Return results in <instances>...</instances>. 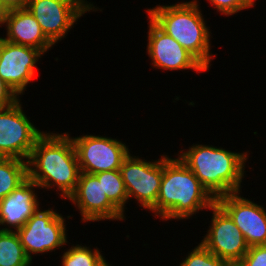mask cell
Masks as SVG:
<instances>
[{
  "instance_id": "1",
  "label": "cell",
  "mask_w": 266,
  "mask_h": 266,
  "mask_svg": "<svg viewBox=\"0 0 266 266\" xmlns=\"http://www.w3.org/2000/svg\"><path fill=\"white\" fill-rule=\"evenodd\" d=\"M28 177L40 189H55L64 200L75 191L80 168L68 132H44L36 141L27 161Z\"/></svg>"
},
{
  "instance_id": "2",
  "label": "cell",
  "mask_w": 266,
  "mask_h": 266,
  "mask_svg": "<svg viewBox=\"0 0 266 266\" xmlns=\"http://www.w3.org/2000/svg\"><path fill=\"white\" fill-rule=\"evenodd\" d=\"M216 199L178 158L163 155V177L156 205L150 210L162 221L187 220L208 210Z\"/></svg>"
},
{
  "instance_id": "3",
  "label": "cell",
  "mask_w": 266,
  "mask_h": 266,
  "mask_svg": "<svg viewBox=\"0 0 266 266\" xmlns=\"http://www.w3.org/2000/svg\"><path fill=\"white\" fill-rule=\"evenodd\" d=\"M186 150V151H185ZM249 151L232 152L223 147L192 144L177 156L198 178L208 192L217 199L234 192L242 193V180Z\"/></svg>"
},
{
  "instance_id": "4",
  "label": "cell",
  "mask_w": 266,
  "mask_h": 266,
  "mask_svg": "<svg viewBox=\"0 0 266 266\" xmlns=\"http://www.w3.org/2000/svg\"><path fill=\"white\" fill-rule=\"evenodd\" d=\"M199 4V0L181 1L171 5L159 4L145 11L163 31L209 70L215 56L211 51L212 33Z\"/></svg>"
},
{
  "instance_id": "5",
  "label": "cell",
  "mask_w": 266,
  "mask_h": 266,
  "mask_svg": "<svg viewBox=\"0 0 266 266\" xmlns=\"http://www.w3.org/2000/svg\"><path fill=\"white\" fill-rule=\"evenodd\" d=\"M26 8L53 45L66 38L85 13L102 11L87 0H28Z\"/></svg>"
},
{
  "instance_id": "6",
  "label": "cell",
  "mask_w": 266,
  "mask_h": 266,
  "mask_svg": "<svg viewBox=\"0 0 266 266\" xmlns=\"http://www.w3.org/2000/svg\"><path fill=\"white\" fill-rule=\"evenodd\" d=\"M65 217L52 208L39 209L27 220L18 231L26 256L33 260L32 255L55 252L69 241Z\"/></svg>"
},
{
  "instance_id": "7",
  "label": "cell",
  "mask_w": 266,
  "mask_h": 266,
  "mask_svg": "<svg viewBox=\"0 0 266 266\" xmlns=\"http://www.w3.org/2000/svg\"><path fill=\"white\" fill-rule=\"evenodd\" d=\"M20 101L0 108V157L28 161L37 139L44 131L31 122Z\"/></svg>"
},
{
  "instance_id": "8",
  "label": "cell",
  "mask_w": 266,
  "mask_h": 266,
  "mask_svg": "<svg viewBox=\"0 0 266 266\" xmlns=\"http://www.w3.org/2000/svg\"><path fill=\"white\" fill-rule=\"evenodd\" d=\"M119 170L128 200L134 198L140 207L150 211L156 205L160 191L163 177V154L158 160L147 161L130 153Z\"/></svg>"
},
{
  "instance_id": "9",
  "label": "cell",
  "mask_w": 266,
  "mask_h": 266,
  "mask_svg": "<svg viewBox=\"0 0 266 266\" xmlns=\"http://www.w3.org/2000/svg\"><path fill=\"white\" fill-rule=\"evenodd\" d=\"M71 139L80 172L96 174L120 169L124 159L130 154L128 145L119 139L93 134H82Z\"/></svg>"
},
{
  "instance_id": "10",
  "label": "cell",
  "mask_w": 266,
  "mask_h": 266,
  "mask_svg": "<svg viewBox=\"0 0 266 266\" xmlns=\"http://www.w3.org/2000/svg\"><path fill=\"white\" fill-rule=\"evenodd\" d=\"M210 211L211 223L200 243L214 255L236 265L249 249L244 235L217 203Z\"/></svg>"
},
{
  "instance_id": "11",
  "label": "cell",
  "mask_w": 266,
  "mask_h": 266,
  "mask_svg": "<svg viewBox=\"0 0 266 266\" xmlns=\"http://www.w3.org/2000/svg\"><path fill=\"white\" fill-rule=\"evenodd\" d=\"M68 200L79 210L81 222L122 221L126 216L108 199L102 178L80 172L75 191Z\"/></svg>"
},
{
  "instance_id": "12",
  "label": "cell",
  "mask_w": 266,
  "mask_h": 266,
  "mask_svg": "<svg viewBox=\"0 0 266 266\" xmlns=\"http://www.w3.org/2000/svg\"><path fill=\"white\" fill-rule=\"evenodd\" d=\"M44 54L33 47L11 43L0 37V76L20 97L36 77L39 59Z\"/></svg>"
},
{
  "instance_id": "13",
  "label": "cell",
  "mask_w": 266,
  "mask_h": 266,
  "mask_svg": "<svg viewBox=\"0 0 266 266\" xmlns=\"http://www.w3.org/2000/svg\"><path fill=\"white\" fill-rule=\"evenodd\" d=\"M148 19L146 53L152 61L153 68L166 71L191 69L198 73L207 71L178 41L163 31L149 16Z\"/></svg>"
},
{
  "instance_id": "14",
  "label": "cell",
  "mask_w": 266,
  "mask_h": 266,
  "mask_svg": "<svg viewBox=\"0 0 266 266\" xmlns=\"http://www.w3.org/2000/svg\"><path fill=\"white\" fill-rule=\"evenodd\" d=\"M240 192L220 196L216 203L241 230L249 247L266 245V209Z\"/></svg>"
},
{
  "instance_id": "15",
  "label": "cell",
  "mask_w": 266,
  "mask_h": 266,
  "mask_svg": "<svg viewBox=\"0 0 266 266\" xmlns=\"http://www.w3.org/2000/svg\"><path fill=\"white\" fill-rule=\"evenodd\" d=\"M37 188L39 185L28 177L0 201V231L17 232L39 209Z\"/></svg>"
},
{
  "instance_id": "16",
  "label": "cell",
  "mask_w": 266,
  "mask_h": 266,
  "mask_svg": "<svg viewBox=\"0 0 266 266\" xmlns=\"http://www.w3.org/2000/svg\"><path fill=\"white\" fill-rule=\"evenodd\" d=\"M4 28L7 30L6 37L2 38L11 43L36 48L43 54L54 46L27 8L9 10Z\"/></svg>"
},
{
  "instance_id": "17",
  "label": "cell",
  "mask_w": 266,
  "mask_h": 266,
  "mask_svg": "<svg viewBox=\"0 0 266 266\" xmlns=\"http://www.w3.org/2000/svg\"><path fill=\"white\" fill-rule=\"evenodd\" d=\"M27 178V161L0 157V201Z\"/></svg>"
},
{
  "instance_id": "18",
  "label": "cell",
  "mask_w": 266,
  "mask_h": 266,
  "mask_svg": "<svg viewBox=\"0 0 266 266\" xmlns=\"http://www.w3.org/2000/svg\"><path fill=\"white\" fill-rule=\"evenodd\" d=\"M29 261L18 233L0 231V266H23Z\"/></svg>"
},
{
  "instance_id": "19",
  "label": "cell",
  "mask_w": 266,
  "mask_h": 266,
  "mask_svg": "<svg viewBox=\"0 0 266 266\" xmlns=\"http://www.w3.org/2000/svg\"><path fill=\"white\" fill-rule=\"evenodd\" d=\"M94 175L102 178V188L106 196L125 215L129 200L120 170L102 171Z\"/></svg>"
},
{
  "instance_id": "20",
  "label": "cell",
  "mask_w": 266,
  "mask_h": 266,
  "mask_svg": "<svg viewBox=\"0 0 266 266\" xmlns=\"http://www.w3.org/2000/svg\"><path fill=\"white\" fill-rule=\"evenodd\" d=\"M68 248L60 257L61 266H101L106 261L97 247L91 249L86 245L73 244Z\"/></svg>"
},
{
  "instance_id": "21",
  "label": "cell",
  "mask_w": 266,
  "mask_h": 266,
  "mask_svg": "<svg viewBox=\"0 0 266 266\" xmlns=\"http://www.w3.org/2000/svg\"><path fill=\"white\" fill-rule=\"evenodd\" d=\"M179 266H231V264L214 255L199 243L188 252L185 259L183 257Z\"/></svg>"
},
{
  "instance_id": "22",
  "label": "cell",
  "mask_w": 266,
  "mask_h": 266,
  "mask_svg": "<svg viewBox=\"0 0 266 266\" xmlns=\"http://www.w3.org/2000/svg\"><path fill=\"white\" fill-rule=\"evenodd\" d=\"M217 12L226 16H233L242 10L254 8L248 0H208Z\"/></svg>"
},
{
  "instance_id": "23",
  "label": "cell",
  "mask_w": 266,
  "mask_h": 266,
  "mask_svg": "<svg viewBox=\"0 0 266 266\" xmlns=\"http://www.w3.org/2000/svg\"><path fill=\"white\" fill-rule=\"evenodd\" d=\"M237 266H266V245L249 247Z\"/></svg>"
},
{
  "instance_id": "24",
  "label": "cell",
  "mask_w": 266,
  "mask_h": 266,
  "mask_svg": "<svg viewBox=\"0 0 266 266\" xmlns=\"http://www.w3.org/2000/svg\"><path fill=\"white\" fill-rule=\"evenodd\" d=\"M20 98L4 82L0 76V108L8 107L17 102Z\"/></svg>"
},
{
  "instance_id": "25",
  "label": "cell",
  "mask_w": 266,
  "mask_h": 266,
  "mask_svg": "<svg viewBox=\"0 0 266 266\" xmlns=\"http://www.w3.org/2000/svg\"><path fill=\"white\" fill-rule=\"evenodd\" d=\"M9 10L25 9L28 5V0H0Z\"/></svg>"
},
{
  "instance_id": "26",
  "label": "cell",
  "mask_w": 266,
  "mask_h": 266,
  "mask_svg": "<svg viewBox=\"0 0 266 266\" xmlns=\"http://www.w3.org/2000/svg\"><path fill=\"white\" fill-rule=\"evenodd\" d=\"M9 9L0 1V27L5 25Z\"/></svg>"
},
{
  "instance_id": "27",
  "label": "cell",
  "mask_w": 266,
  "mask_h": 266,
  "mask_svg": "<svg viewBox=\"0 0 266 266\" xmlns=\"http://www.w3.org/2000/svg\"><path fill=\"white\" fill-rule=\"evenodd\" d=\"M101 266H111L110 263L106 260Z\"/></svg>"
},
{
  "instance_id": "28",
  "label": "cell",
  "mask_w": 266,
  "mask_h": 266,
  "mask_svg": "<svg viewBox=\"0 0 266 266\" xmlns=\"http://www.w3.org/2000/svg\"><path fill=\"white\" fill-rule=\"evenodd\" d=\"M32 263H33V261L32 260H30L27 264H25V265H23V266H31L32 265Z\"/></svg>"
},
{
  "instance_id": "29",
  "label": "cell",
  "mask_w": 266,
  "mask_h": 266,
  "mask_svg": "<svg viewBox=\"0 0 266 266\" xmlns=\"http://www.w3.org/2000/svg\"><path fill=\"white\" fill-rule=\"evenodd\" d=\"M248 1H249L253 6L256 5V4H255V3H256V2H255L256 0H248Z\"/></svg>"
}]
</instances>
